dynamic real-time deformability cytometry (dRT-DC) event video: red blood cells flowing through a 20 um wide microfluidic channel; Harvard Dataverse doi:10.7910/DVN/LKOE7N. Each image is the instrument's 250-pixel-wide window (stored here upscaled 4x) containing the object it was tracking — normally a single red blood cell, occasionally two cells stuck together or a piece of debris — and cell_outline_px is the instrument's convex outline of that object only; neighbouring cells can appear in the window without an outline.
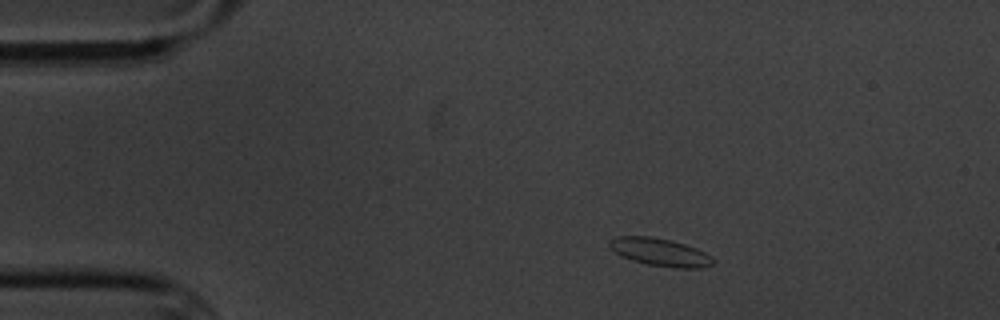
{"species": "common noctule bat (a hibernating species)", "species_latin": "Nyctalus noctula", "temperature_condition": "cold", "stored_images_in_passage": 3, "camera_frame_rate_fps": 3000, "um_per_image_px": 0.085, "animal": {"sex": "male", "body_mass_g": 20.1, "forearm_length_mm": 53.5}, "frame": {"image": 1, "passage_image": 1, "time_ms": 0.0, "image_size_px": [1000, 320], "cell_outline_px": [[716, 260], [712, 264], [700, 268], [676, 268], [648, 264], [632, 260], [616, 252], [608, 244], [616, 236], [652, 236], [672, 240], [696, 248], [712, 256]], "centroid_in_image_um": [56.16, 21.43], "position_along_channel_um": 28.8, "area_um2": 16.59}}